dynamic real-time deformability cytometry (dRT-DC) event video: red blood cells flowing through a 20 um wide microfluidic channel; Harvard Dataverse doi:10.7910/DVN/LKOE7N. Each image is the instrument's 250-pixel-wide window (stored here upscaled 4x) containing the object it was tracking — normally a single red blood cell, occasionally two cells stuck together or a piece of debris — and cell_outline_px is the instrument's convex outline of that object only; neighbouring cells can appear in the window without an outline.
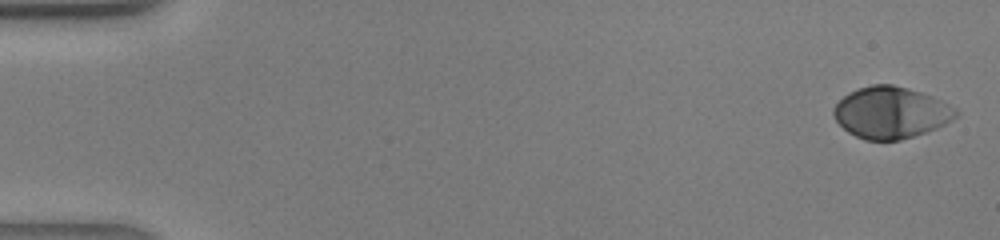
{"species": "human", "species_latin": "Homo sapiens", "temperature_condition": "warm", "stored_images_in_passage": 16, "camera_frame_rate_fps": 3000, "um_per_image_px": 0.085, "donor": {"sex": "male"}, "frame": {"image": 1, "passage_image": 1, "time_ms": 0.0, "image_size_px": [1000, 240], "cell_outline_px": [[960, 112], [952, 120], [936, 128], [900, 140], [864, 140], [848, 132], [836, 120], [832, 112], [832, 108], [848, 92], [872, 84], [892, 84], [908, 88], [932, 96], [956, 108]], "centroid_in_image_um": [75.71, 9.56], "position_along_channel_um": 9.3, "area_um2": 36.59}}
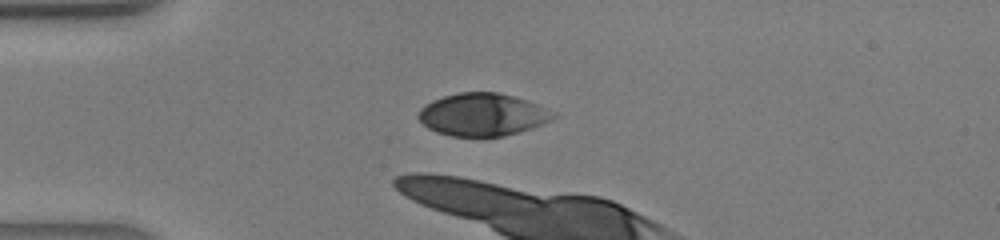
{"frame": {"image": 2, "passage_image": 11, "time_ms": 3.333, "image_size_px": [1000, 240], "cell_outline_px": [[556, 116], [552, 120], [544, 124], [532, 128], [504, 136], [452, 136], [436, 132], [428, 128], [416, 116], [420, 108], [432, 100], [444, 96], [460, 92], [496, 92], [512, 96], [536, 104], [544, 108]], "centroid_in_image_um": [40.97, 9.75], "position_along_channel_um": 44.0, "area_um2": 33.18}}